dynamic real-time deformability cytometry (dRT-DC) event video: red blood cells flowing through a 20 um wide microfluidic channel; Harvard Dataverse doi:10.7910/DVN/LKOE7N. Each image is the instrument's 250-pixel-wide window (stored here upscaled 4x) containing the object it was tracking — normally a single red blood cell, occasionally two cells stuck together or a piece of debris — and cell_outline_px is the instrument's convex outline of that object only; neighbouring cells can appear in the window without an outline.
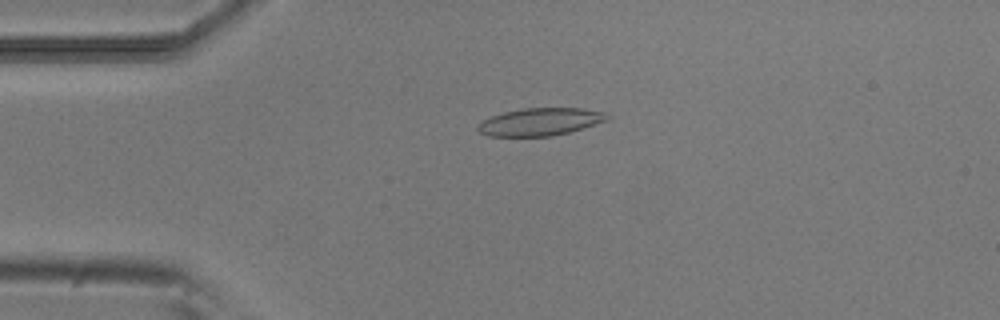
{"species": "common noctule bat (a hibernating species)", "species_latin": "Nyctalus noctula", "temperature_condition": "room temperature", "stored_images_in_passage": 45, "camera_frame_rate_fps": 3000, "um_per_image_px": 0.085, "animal": {"sex": "male", "body_mass_g": 20.5, "forearm_length_mm": 52.5}, "frame": {"image": 1, "passage_image": 5, "time_ms": 1.333, "image_size_px": [1000, 320], "cell_outline_px": [[612, 116], [608, 120], [568, 132], [552, 136], [488, 136], [480, 132], [476, 128], [480, 120], [504, 112], [524, 108], [584, 108], [608, 112]], "centroid_in_image_um": [45.94, 10.34], "position_along_channel_um": 39.1, "area_um2": 20.92}}
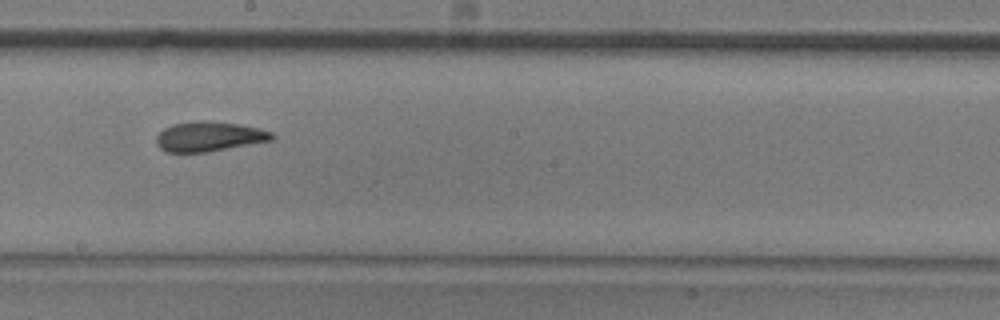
{"frame": {"image": 2, "passage_image": 22, "time_ms": 7.0, "image_size_px": [1000, 320], "cell_outline_px": [[276, 140], [208, 152], [164, 152], [156, 144], [156, 136], [164, 128], [172, 124], [192, 120], [204, 120], [236, 124], [260, 128], [272, 132], [276, 136]], "centroid_in_image_um": [17.79, 11.6], "position_along_channel_um": 230.4, "area_um2": 20.46}}
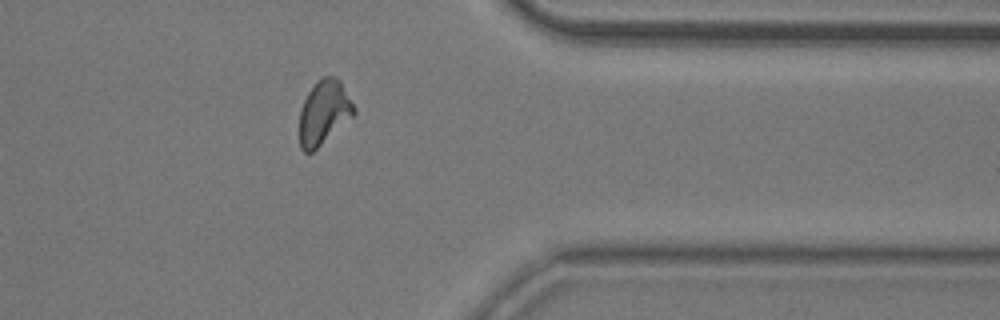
{"frame": {"image": 3, "passage_image": 35, "time_ms": 11.333, "image_size_px": [1000, 320], "cell_outline_px": [[356, 112], [352, 116], [312, 152], [304, 152], [300, 148], [300, 108], [308, 92], [316, 80], [324, 76], [336, 76], [340, 80], [356, 108]], "centroid_in_image_um": [27.52, 9.52], "position_along_channel_um": 383.9, "area_um2": 20.17}, "authors_computed_cell_mechanics": {"area_um2": 20.4034, "velocity_mm_per_s": 3.8381, "shape_relaxation_time_tau1_ms": 7.1639, "shape_relaxation_time_tau2_ms": 1.4757, "deformation_change_tau1": 0.1797, "deformation_change_tau2": 0.0847}}